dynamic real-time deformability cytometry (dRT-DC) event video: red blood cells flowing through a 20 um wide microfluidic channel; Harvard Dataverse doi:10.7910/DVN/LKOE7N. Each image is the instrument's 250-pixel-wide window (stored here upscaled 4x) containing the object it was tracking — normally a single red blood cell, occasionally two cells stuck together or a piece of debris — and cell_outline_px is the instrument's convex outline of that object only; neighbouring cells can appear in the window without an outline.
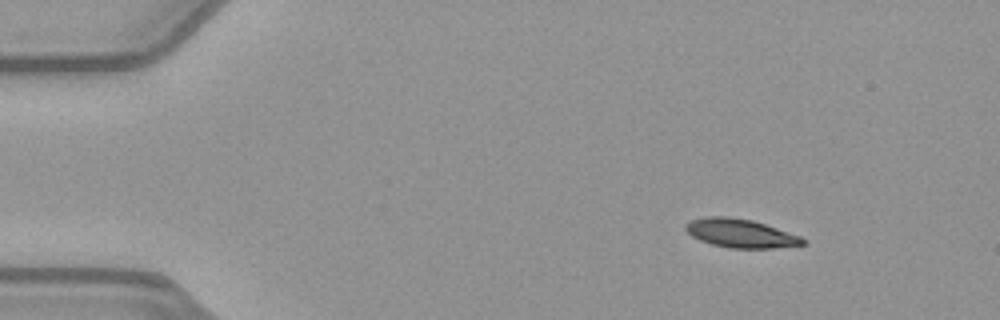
{"species": "common noctule bat (a hibernating species)", "species_latin": "Nyctalus noctula", "temperature_condition": "warm", "stored_images_in_passage": 46, "camera_frame_rate_fps": 3000, "um_per_image_px": 0.085, "animal": {"sex": "female", "body_mass_g": 21.9}, "frame": {"image": 1, "passage_image": 1, "time_ms": 0.0, "image_size_px": [1000, 320], "cell_outline_px": [[808, 244], [772, 248], [728, 248], [712, 244], [700, 240], [692, 236], [684, 228], [684, 224], [692, 220], [708, 216], [728, 216], [752, 220], [800, 236], [808, 240]], "centroid_in_image_um": [62.96, 19.83], "position_along_channel_um": 22.0, "area_um2": 19.54}}
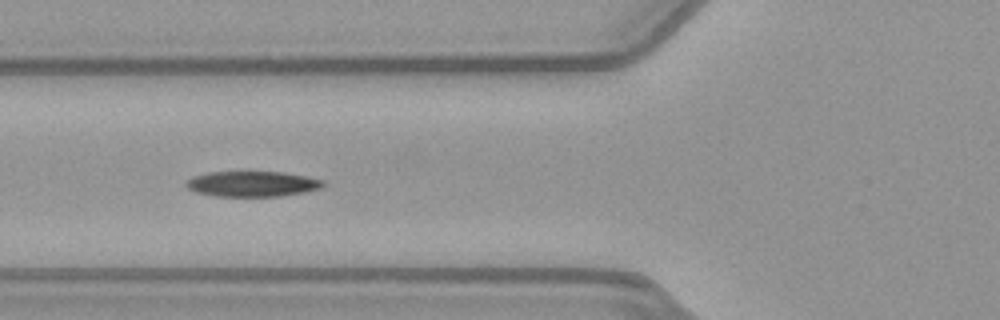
{"frame": {"image": 2, "passage_image": 14, "time_ms": 4.333, "image_size_px": [1000, 320], "cell_outline_px": [[324, 184], [320, 188], [304, 192], [280, 196], [212, 196], [196, 192], [188, 188], [184, 184], [192, 176], [208, 172], [284, 172], [308, 176], [324, 180]], "centroid_in_image_um": [21.43, 15.63], "position_along_channel_um": 104.4, "area_um2": 20.35}}
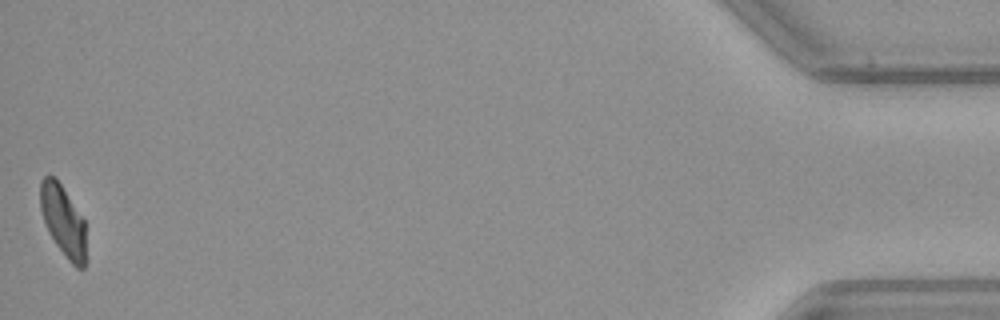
{"frame": {"image": 3, "passage_image": 46, "time_ms": 15.0, "image_size_px": [1000, 320], "cell_outline_px": [[88, 260], [84, 268], [76, 268], [68, 260], [56, 244], [48, 232], [40, 208], [40, 180], [44, 176], [56, 176], [84, 220]], "centroid_in_image_um": [5.4, 18.81], "position_along_channel_um": 429.8, "area_um2": 19.31}, "authors_computed_cell_mechanics": {"area_um2": 20.7502, "velocity_mm_per_s": 3.9821, "shape_relaxation_time_tau1_ms": 3.7657, "shape_relaxation_time_tau2_ms": 3.7167, "deformation_change_tau1": 0.1404, "deformation_change_tau2": 0.0903}}